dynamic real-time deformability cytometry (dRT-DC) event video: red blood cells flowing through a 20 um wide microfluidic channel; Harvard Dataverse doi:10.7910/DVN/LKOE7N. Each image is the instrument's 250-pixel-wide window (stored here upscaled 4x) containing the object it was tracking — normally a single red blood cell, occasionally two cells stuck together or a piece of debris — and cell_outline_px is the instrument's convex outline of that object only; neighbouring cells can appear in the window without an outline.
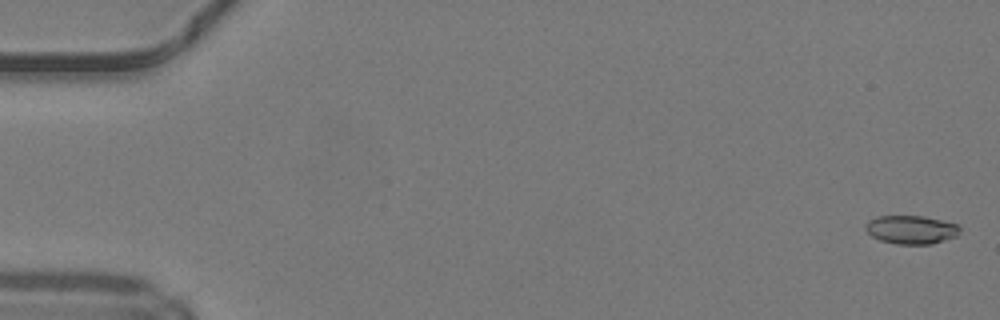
{"species": "common noctule bat (a hibernating species)", "species_latin": "Nyctalus noctula", "temperature_condition": "warm", "stored_images_in_passage": 50, "camera_frame_rate_fps": 3000, "um_per_image_px": 0.085, "animal": {"sex": "male", "body_mass_g": 19.2, "forearm_length_mm": 51.8}, "frame": {"image": 1, "passage_image": 2, "time_ms": 0.333, "image_size_px": [1000, 320], "cell_outline_px": [[960, 232], [956, 236], [932, 244], [896, 244], [880, 240], [872, 236], [864, 228], [864, 224], [868, 220], [876, 216], [924, 216], [956, 224], [960, 228]], "centroid_in_image_um": [77.41, 19.52], "position_along_channel_um": 7.6, "area_um2": 15.66}}
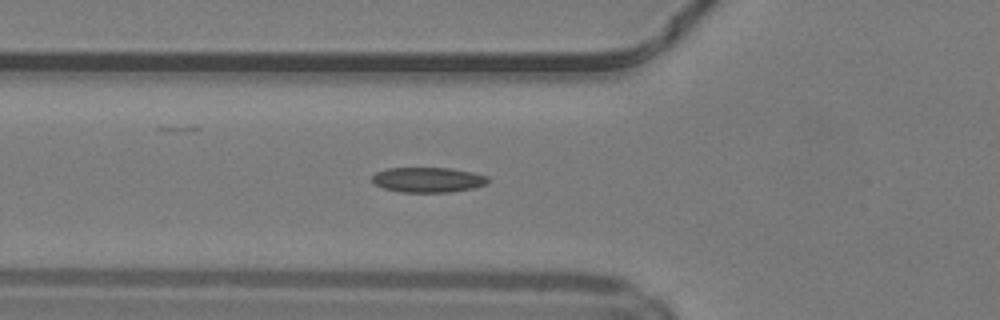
{"frame": {"image": 2, "passage_image": 19, "time_ms": 6.0, "image_size_px": [1000, 320], "cell_outline_px": [[488, 184], [472, 188], [452, 192], [400, 192], [384, 188], [376, 184], [372, 180], [372, 176], [376, 172], [388, 168], [448, 168], [472, 172], [488, 176]], "centroid_in_image_um": [36.39, 15.28], "position_along_channel_um": 89.4, "area_um2": 16.88}}
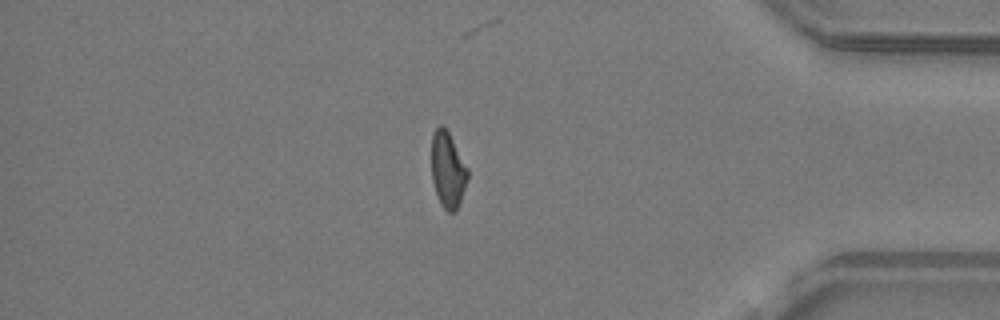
{"frame": {"image": 3, "passage_image": 43, "time_ms": 14.0, "image_size_px": [1000, 320], "cell_outline_px": [[468, 176], [456, 212], [448, 212], [440, 204], [432, 180], [432, 132], [440, 124], [444, 124], [468, 168]], "centroid_in_image_um": [38.05, 14.41], "position_along_channel_um": 397.2, "area_um2": 15.9}, "authors_computed_cell_mechanics": {"area_um2": 16.2418, "velocity_mm_per_s": 4.2429, "shape_relaxation_time_tau1_ms": null, "shape_relaxation_time_tau2_ms": 6.4973, "deformation_change_tau1": null, "deformation_change_tau2": 0.1152}}